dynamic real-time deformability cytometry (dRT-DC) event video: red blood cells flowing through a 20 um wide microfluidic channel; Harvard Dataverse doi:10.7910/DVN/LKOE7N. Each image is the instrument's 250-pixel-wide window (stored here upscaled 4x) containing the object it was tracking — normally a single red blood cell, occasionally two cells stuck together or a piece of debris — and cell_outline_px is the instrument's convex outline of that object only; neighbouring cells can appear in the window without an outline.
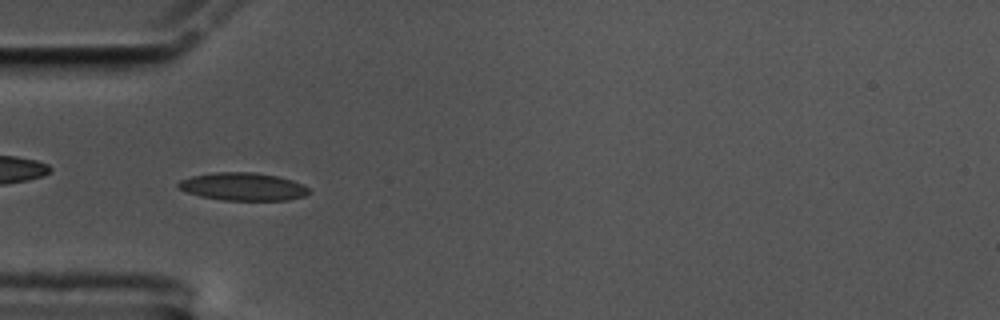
{"species": "common noctule bat (a hibernating species)", "species_latin": "Nyctalus noctula", "temperature_condition": "cold", "stored_images_in_passage": 56, "camera_frame_rate_fps": 3000, "um_per_image_px": 0.085, "animal": {"sex": "male", "body_mass_g": 17.5, "forearm_length_mm": 52.3}, "frame": {"image": 1, "passage_image": 17, "time_ms": 5.333, "image_size_px": [1000, 320], "cell_outline_px": [[312, 192], [304, 196], [288, 200], [224, 200], [200, 196], [188, 192], [180, 188], [176, 184], [180, 180], [192, 176], [216, 172], [252, 172], [276, 176], [292, 180], [308, 188]], "centroid_in_image_um": [20.66, 15.86], "position_along_channel_um": 64.3, "area_um2": 20.98}}
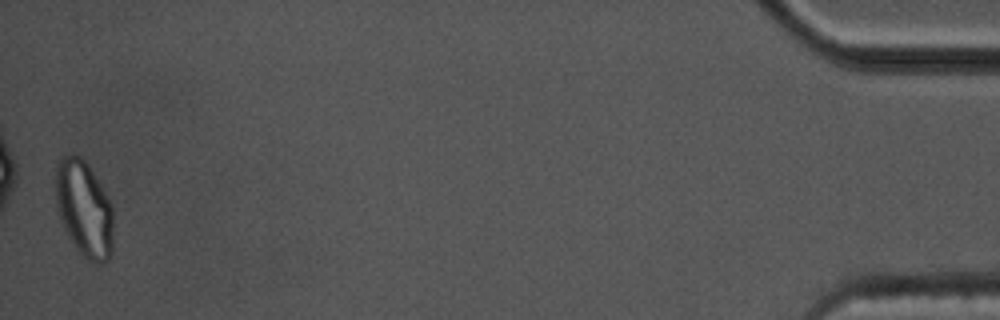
{"frame": {"image": 2, "passage_image": 56, "time_ms": 18.333, "image_size_px": [1000, 320], "cell_outline_px": [[112, 252], [108, 260], [104, 264], [96, 264], [88, 260], [76, 248], [68, 236], [60, 220], [56, 208], [56, 164], [64, 156], [72, 152], [80, 156], [88, 164], [108, 196], [112, 208]], "centroid_in_image_um": [7.15, 17.74], "position_along_channel_um": 428.1, "area_um2": 32.6}, "authors_computed_cell_mechanics": {"area_um2": 19.6231, "velocity_mm_per_s": 3.5163, "shape_relaxation_time_tau1_ms": 3.7134, "shape_relaxation_time_tau2_ms": 2.437, "deformation_change_tau1": 0.131, "deformation_change_tau2": 0.0849}}